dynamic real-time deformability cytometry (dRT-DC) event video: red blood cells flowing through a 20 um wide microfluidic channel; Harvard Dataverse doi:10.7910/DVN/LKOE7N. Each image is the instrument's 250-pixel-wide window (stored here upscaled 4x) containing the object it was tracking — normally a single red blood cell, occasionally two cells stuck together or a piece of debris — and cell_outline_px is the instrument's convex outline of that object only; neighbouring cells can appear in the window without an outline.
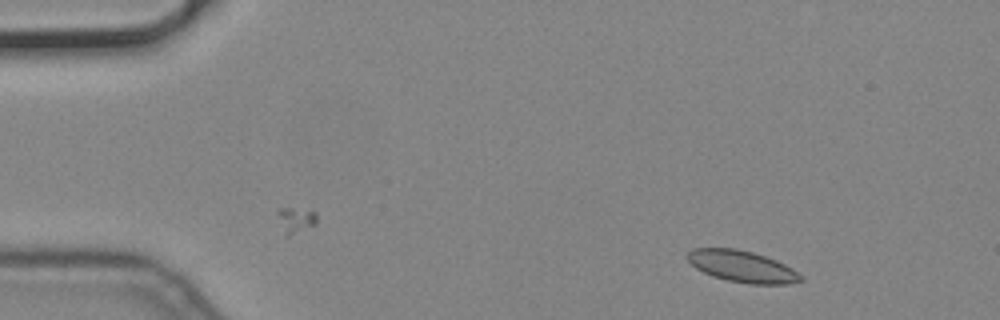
{"species": "common noctule bat (a hibernating species)", "species_latin": "Nyctalus noctula", "temperature_condition": "cold", "stored_images_in_passage": 4, "camera_frame_rate_fps": 3000, "um_per_image_px": 0.085, "animal": {"sex": "male", "body_mass_g": 19.2, "forearm_length_mm": 51.8}, "frame": {"image": 1, "passage_image": 1, "time_ms": 0.0, "image_size_px": [1000, 320], "cell_outline_px": [[804, 280], [788, 284], [748, 284], [728, 280], [712, 276], [696, 268], [684, 256], [692, 248], [736, 248], [752, 252], [776, 260], [792, 268], [804, 276]], "centroid_in_image_um": [63.09, 22.65], "position_along_channel_um": 21.9, "area_um2": 20.92}}
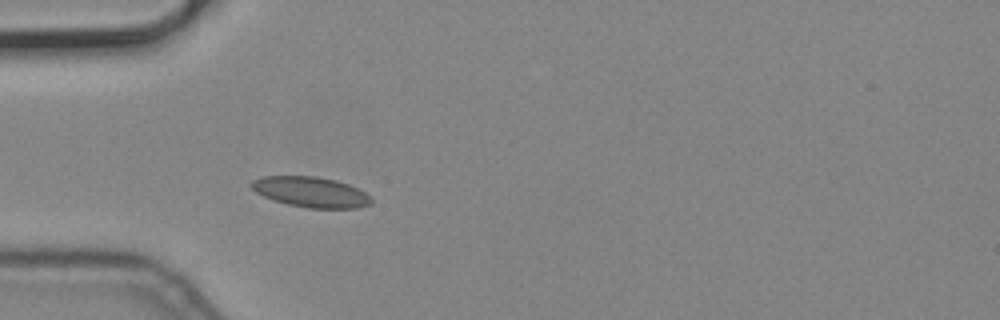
{"frame": {"image": 2, "passage_image": 4, "time_ms": 1.0, "image_size_px": [1000, 320], "cell_outline_px": [[372, 204], [356, 208], [308, 208], [288, 204], [272, 200], [256, 192], [248, 184], [252, 180], [264, 176], [316, 176], [336, 180], [348, 184], [372, 196]], "centroid_in_image_um": [26.42, 16.32], "position_along_channel_um": 58.6, "area_um2": 21.33}}